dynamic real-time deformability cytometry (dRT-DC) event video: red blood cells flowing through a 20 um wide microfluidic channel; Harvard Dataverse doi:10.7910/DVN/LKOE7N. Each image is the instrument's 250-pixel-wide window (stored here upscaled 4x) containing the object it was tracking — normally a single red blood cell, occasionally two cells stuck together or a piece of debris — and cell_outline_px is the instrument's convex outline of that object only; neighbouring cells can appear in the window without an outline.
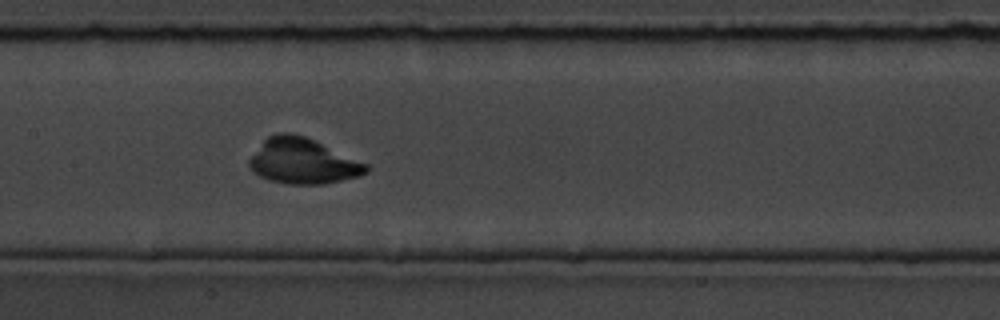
{"species": "common noctule bat (a hibernating species)", "species_latin": "Nyctalus noctula", "temperature_condition": "room temperature", "stored_images_in_passage": 9, "camera_frame_rate_fps": 3000, "um_per_image_px": 0.085, "animal": {"sex": "male", "body_mass_g": 19.5, "forearm_length_mm": 54.6}, "frame": {"image": 1, "passage_image": 9, "time_ms": 9.0, "image_size_px": [1000, 320], "cell_outline_px": [[368, 172], [360, 176], [324, 184], [288, 184], [268, 180], [260, 176], [248, 164], [248, 160], [264, 140], [268, 136], [280, 132], [292, 132], [316, 140], [368, 164]], "centroid_in_image_um": [25.76, 13.69], "position_along_channel_um": 181.6, "area_um2": 30.98}}